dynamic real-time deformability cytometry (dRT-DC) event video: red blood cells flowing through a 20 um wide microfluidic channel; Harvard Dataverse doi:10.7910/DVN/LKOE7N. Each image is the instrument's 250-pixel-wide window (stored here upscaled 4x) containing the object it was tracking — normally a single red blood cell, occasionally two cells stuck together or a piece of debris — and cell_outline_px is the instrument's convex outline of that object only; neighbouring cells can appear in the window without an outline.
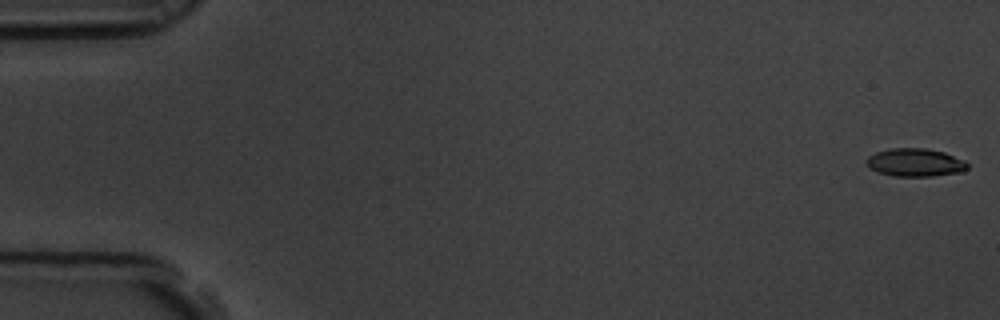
{"species": "common noctule bat (a hibernating species)", "species_latin": "Nyctalus noctula", "temperature_condition": "room temperature", "stored_images_in_passage": 59, "camera_frame_rate_fps": 3000, "um_per_image_px": 0.085, "animal": {"sex": "male", "body_mass_g": 19.5, "forearm_length_mm": 54.6}, "frame": {"image": 1, "passage_image": 1, "time_ms": 0.0, "image_size_px": [1000, 320], "cell_outline_px": [[968, 168], [964, 172], [932, 176], [892, 176], [868, 168], [864, 164], [864, 160], [868, 156], [876, 152], [892, 148], [928, 148], [944, 152], [964, 160], [968, 164]], "centroid_in_image_um": [77.77, 13.81], "position_along_channel_um": 7.2, "area_um2": 16.76}}
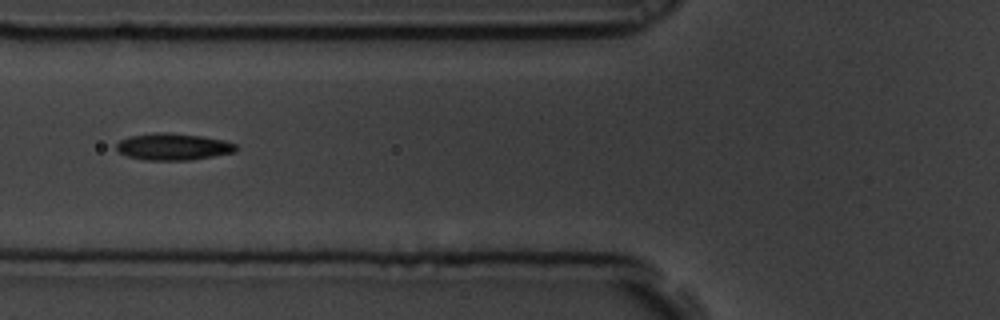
{"frame": {"image": 2, "passage_image": 23, "time_ms": 7.333, "image_size_px": [1000, 320], "cell_outline_px": [[236, 152], [192, 160], [144, 160], [128, 156], [120, 152], [116, 148], [116, 144], [120, 140], [128, 136], [156, 132], [172, 132], [200, 136], [224, 140], [236, 144]], "centroid_in_image_um": [14.72, 12.46], "position_along_channel_um": 111.1, "area_um2": 18.79}}
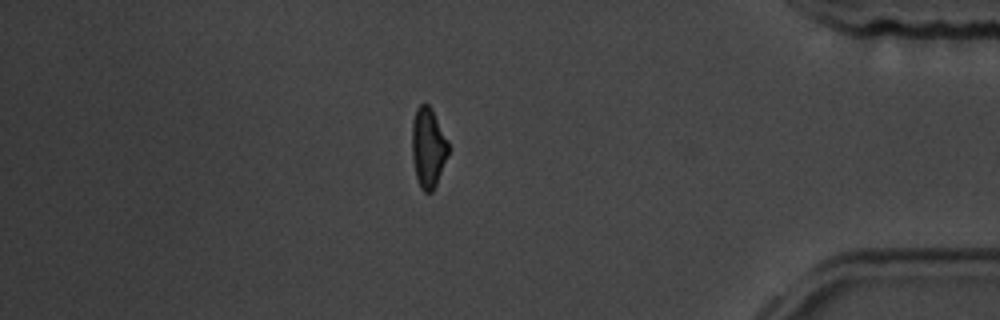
{"frame": {"image": 3, "passage_image": 51, "time_ms": 16.667, "image_size_px": [1000, 320], "cell_outline_px": [[448, 152], [436, 184], [432, 192], [424, 192], [420, 188], [416, 176], [412, 156], [412, 120], [416, 108], [420, 104], [428, 104], [432, 108], [448, 140]], "centroid_in_image_um": [36.38, 12.51], "position_along_channel_um": 398.8, "area_um2": 16.88}, "authors_computed_cell_mechanics": {"area_um2": 17.4556, "velocity_mm_per_s": 3.4651, "shape_relaxation_time_tau1_ms": 6.4944, "shape_relaxation_time_tau2_ms": 3.3754, "deformation_change_tau1": 0.1662, "deformation_change_tau2": 0.1104}}